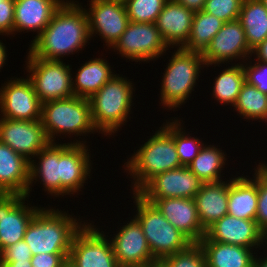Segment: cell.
<instances>
[{"instance_id": "6da1fadb", "label": "cell", "mask_w": 267, "mask_h": 267, "mask_svg": "<svg viewBox=\"0 0 267 267\" xmlns=\"http://www.w3.org/2000/svg\"><path fill=\"white\" fill-rule=\"evenodd\" d=\"M73 1H64L55 11L50 23L31 44L28 57L60 61L85 47L90 38L86 10Z\"/></svg>"}, {"instance_id": "7a4b0ae2", "label": "cell", "mask_w": 267, "mask_h": 267, "mask_svg": "<svg viewBox=\"0 0 267 267\" xmlns=\"http://www.w3.org/2000/svg\"><path fill=\"white\" fill-rule=\"evenodd\" d=\"M70 216L59 210L45 208L35 214L23 238L32 255L70 253L72 240L83 226Z\"/></svg>"}, {"instance_id": "3957f363", "label": "cell", "mask_w": 267, "mask_h": 267, "mask_svg": "<svg viewBox=\"0 0 267 267\" xmlns=\"http://www.w3.org/2000/svg\"><path fill=\"white\" fill-rule=\"evenodd\" d=\"M126 162L138 192L155 175L182 167L174 138L162 127ZM137 178V179H136Z\"/></svg>"}, {"instance_id": "277c9868", "label": "cell", "mask_w": 267, "mask_h": 267, "mask_svg": "<svg viewBox=\"0 0 267 267\" xmlns=\"http://www.w3.org/2000/svg\"><path fill=\"white\" fill-rule=\"evenodd\" d=\"M132 89L129 80L115 75L89 99L92 120L99 132L111 135L127 121L131 112Z\"/></svg>"}, {"instance_id": "5b68a950", "label": "cell", "mask_w": 267, "mask_h": 267, "mask_svg": "<svg viewBox=\"0 0 267 267\" xmlns=\"http://www.w3.org/2000/svg\"><path fill=\"white\" fill-rule=\"evenodd\" d=\"M137 217L155 260L186 249L192 242L162 215L154 204L134 193Z\"/></svg>"}, {"instance_id": "8992f818", "label": "cell", "mask_w": 267, "mask_h": 267, "mask_svg": "<svg viewBox=\"0 0 267 267\" xmlns=\"http://www.w3.org/2000/svg\"><path fill=\"white\" fill-rule=\"evenodd\" d=\"M40 120L51 143L58 133H76L78 136L97 131L89 99L77 96L42 103Z\"/></svg>"}, {"instance_id": "52a82bcc", "label": "cell", "mask_w": 267, "mask_h": 267, "mask_svg": "<svg viewBox=\"0 0 267 267\" xmlns=\"http://www.w3.org/2000/svg\"><path fill=\"white\" fill-rule=\"evenodd\" d=\"M178 48L169 60L161 84V103L171 109L179 107L189 97L201 72V65H205L202 53Z\"/></svg>"}, {"instance_id": "ba28073f", "label": "cell", "mask_w": 267, "mask_h": 267, "mask_svg": "<svg viewBox=\"0 0 267 267\" xmlns=\"http://www.w3.org/2000/svg\"><path fill=\"white\" fill-rule=\"evenodd\" d=\"M29 77L42 103L74 96L70 66L57 60L27 57Z\"/></svg>"}, {"instance_id": "9c48e42d", "label": "cell", "mask_w": 267, "mask_h": 267, "mask_svg": "<svg viewBox=\"0 0 267 267\" xmlns=\"http://www.w3.org/2000/svg\"><path fill=\"white\" fill-rule=\"evenodd\" d=\"M91 226L84 223L77 231L68 258L76 267H119L111 242Z\"/></svg>"}, {"instance_id": "30bf717a", "label": "cell", "mask_w": 267, "mask_h": 267, "mask_svg": "<svg viewBox=\"0 0 267 267\" xmlns=\"http://www.w3.org/2000/svg\"><path fill=\"white\" fill-rule=\"evenodd\" d=\"M167 47L155 23L131 21L112 46L122 56L137 62L158 58L168 50Z\"/></svg>"}, {"instance_id": "8fae6325", "label": "cell", "mask_w": 267, "mask_h": 267, "mask_svg": "<svg viewBox=\"0 0 267 267\" xmlns=\"http://www.w3.org/2000/svg\"><path fill=\"white\" fill-rule=\"evenodd\" d=\"M203 184L188 166H182L155 175L137 193L144 199L194 198Z\"/></svg>"}, {"instance_id": "7c38bea8", "label": "cell", "mask_w": 267, "mask_h": 267, "mask_svg": "<svg viewBox=\"0 0 267 267\" xmlns=\"http://www.w3.org/2000/svg\"><path fill=\"white\" fill-rule=\"evenodd\" d=\"M0 88L2 118L36 121L41 119L42 102L27 79L10 80Z\"/></svg>"}, {"instance_id": "4fadbf2b", "label": "cell", "mask_w": 267, "mask_h": 267, "mask_svg": "<svg viewBox=\"0 0 267 267\" xmlns=\"http://www.w3.org/2000/svg\"><path fill=\"white\" fill-rule=\"evenodd\" d=\"M0 141L13 151L25 156L29 161L51 141L47 137L41 120H0ZM31 155V156H30Z\"/></svg>"}, {"instance_id": "5bb4252c", "label": "cell", "mask_w": 267, "mask_h": 267, "mask_svg": "<svg viewBox=\"0 0 267 267\" xmlns=\"http://www.w3.org/2000/svg\"><path fill=\"white\" fill-rule=\"evenodd\" d=\"M88 17L90 38L99 33L111 48L126 30L130 20L125 3L119 0H91Z\"/></svg>"}, {"instance_id": "9a60e30c", "label": "cell", "mask_w": 267, "mask_h": 267, "mask_svg": "<svg viewBox=\"0 0 267 267\" xmlns=\"http://www.w3.org/2000/svg\"><path fill=\"white\" fill-rule=\"evenodd\" d=\"M26 198V196L21 194L0 193L1 252L6 247L23 240L29 223L35 214L41 209V207H29L24 205Z\"/></svg>"}, {"instance_id": "2e32d148", "label": "cell", "mask_w": 267, "mask_h": 267, "mask_svg": "<svg viewBox=\"0 0 267 267\" xmlns=\"http://www.w3.org/2000/svg\"><path fill=\"white\" fill-rule=\"evenodd\" d=\"M249 48L245 31L239 19L225 22L220 31L213 37L209 46L202 53L205 65L226 63L228 60L249 57ZM248 55V56H247Z\"/></svg>"}, {"instance_id": "e0dca14e", "label": "cell", "mask_w": 267, "mask_h": 267, "mask_svg": "<svg viewBox=\"0 0 267 267\" xmlns=\"http://www.w3.org/2000/svg\"><path fill=\"white\" fill-rule=\"evenodd\" d=\"M110 242L119 267H143L156 261L136 219L124 225Z\"/></svg>"}, {"instance_id": "ac0fdd59", "label": "cell", "mask_w": 267, "mask_h": 267, "mask_svg": "<svg viewBox=\"0 0 267 267\" xmlns=\"http://www.w3.org/2000/svg\"><path fill=\"white\" fill-rule=\"evenodd\" d=\"M155 205L162 215L192 243L205 236L193 198L145 199Z\"/></svg>"}, {"instance_id": "d6986e66", "label": "cell", "mask_w": 267, "mask_h": 267, "mask_svg": "<svg viewBox=\"0 0 267 267\" xmlns=\"http://www.w3.org/2000/svg\"><path fill=\"white\" fill-rule=\"evenodd\" d=\"M205 237L211 241L253 248L261 244V229L255 220L227 214L206 229Z\"/></svg>"}, {"instance_id": "ffe728a7", "label": "cell", "mask_w": 267, "mask_h": 267, "mask_svg": "<svg viewBox=\"0 0 267 267\" xmlns=\"http://www.w3.org/2000/svg\"><path fill=\"white\" fill-rule=\"evenodd\" d=\"M194 13L174 0L166 1L155 24L167 46L183 47L186 44Z\"/></svg>"}, {"instance_id": "44dd1931", "label": "cell", "mask_w": 267, "mask_h": 267, "mask_svg": "<svg viewBox=\"0 0 267 267\" xmlns=\"http://www.w3.org/2000/svg\"><path fill=\"white\" fill-rule=\"evenodd\" d=\"M82 142L73 143L60 155V195L77 192L90 176L88 148ZM72 192V193H71Z\"/></svg>"}, {"instance_id": "7402d4cb", "label": "cell", "mask_w": 267, "mask_h": 267, "mask_svg": "<svg viewBox=\"0 0 267 267\" xmlns=\"http://www.w3.org/2000/svg\"><path fill=\"white\" fill-rule=\"evenodd\" d=\"M30 161L0 141V193L26 196Z\"/></svg>"}, {"instance_id": "603a6c76", "label": "cell", "mask_w": 267, "mask_h": 267, "mask_svg": "<svg viewBox=\"0 0 267 267\" xmlns=\"http://www.w3.org/2000/svg\"><path fill=\"white\" fill-rule=\"evenodd\" d=\"M63 2L64 0H15L13 32L38 30L40 35Z\"/></svg>"}, {"instance_id": "cb8c5ba5", "label": "cell", "mask_w": 267, "mask_h": 267, "mask_svg": "<svg viewBox=\"0 0 267 267\" xmlns=\"http://www.w3.org/2000/svg\"><path fill=\"white\" fill-rule=\"evenodd\" d=\"M72 143L56 144L50 143L46 148H43L37 153L39 158V165L34 160H30V178L29 187L27 189L26 197L29 196L30 186L33 180L36 178L42 179L43 185L50 194L55 196L60 194V155L71 145Z\"/></svg>"}, {"instance_id": "d4e9b609", "label": "cell", "mask_w": 267, "mask_h": 267, "mask_svg": "<svg viewBox=\"0 0 267 267\" xmlns=\"http://www.w3.org/2000/svg\"><path fill=\"white\" fill-rule=\"evenodd\" d=\"M228 190L229 183L225 181L204 183L194 196L198 217L205 230L228 214Z\"/></svg>"}, {"instance_id": "484cf974", "label": "cell", "mask_w": 267, "mask_h": 267, "mask_svg": "<svg viewBox=\"0 0 267 267\" xmlns=\"http://www.w3.org/2000/svg\"><path fill=\"white\" fill-rule=\"evenodd\" d=\"M254 180L246 177L230 179L228 214L246 220H255L258 207L257 172Z\"/></svg>"}, {"instance_id": "4316f807", "label": "cell", "mask_w": 267, "mask_h": 267, "mask_svg": "<svg viewBox=\"0 0 267 267\" xmlns=\"http://www.w3.org/2000/svg\"><path fill=\"white\" fill-rule=\"evenodd\" d=\"M207 267H253L252 248L208 240L205 236L199 241Z\"/></svg>"}, {"instance_id": "83f0119b", "label": "cell", "mask_w": 267, "mask_h": 267, "mask_svg": "<svg viewBox=\"0 0 267 267\" xmlns=\"http://www.w3.org/2000/svg\"><path fill=\"white\" fill-rule=\"evenodd\" d=\"M110 69L107 61L95 58L80 67L76 79L72 82L74 96L90 99L106 82L116 74ZM75 81V83H74Z\"/></svg>"}, {"instance_id": "f1b7e54d", "label": "cell", "mask_w": 267, "mask_h": 267, "mask_svg": "<svg viewBox=\"0 0 267 267\" xmlns=\"http://www.w3.org/2000/svg\"><path fill=\"white\" fill-rule=\"evenodd\" d=\"M239 21L251 50L267 38V9L260 0H243Z\"/></svg>"}, {"instance_id": "f546056e", "label": "cell", "mask_w": 267, "mask_h": 267, "mask_svg": "<svg viewBox=\"0 0 267 267\" xmlns=\"http://www.w3.org/2000/svg\"><path fill=\"white\" fill-rule=\"evenodd\" d=\"M224 21L203 10L196 11L188 41L182 47L187 51L203 53L213 37L220 31Z\"/></svg>"}, {"instance_id": "4dcf8cb0", "label": "cell", "mask_w": 267, "mask_h": 267, "mask_svg": "<svg viewBox=\"0 0 267 267\" xmlns=\"http://www.w3.org/2000/svg\"><path fill=\"white\" fill-rule=\"evenodd\" d=\"M208 145L202 147L198 155L188 165L189 169L204 183H216L222 181L221 168L225 165V154L222 150ZM220 173V174H219Z\"/></svg>"}, {"instance_id": "1f68e13d", "label": "cell", "mask_w": 267, "mask_h": 267, "mask_svg": "<svg viewBox=\"0 0 267 267\" xmlns=\"http://www.w3.org/2000/svg\"><path fill=\"white\" fill-rule=\"evenodd\" d=\"M222 71L223 72L215 79L213 96L221 104H232V106H234L237 101L238 94L245 83L243 64H237L235 66L232 65Z\"/></svg>"}, {"instance_id": "d6a6232c", "label": "cell", "mask_w": 267, "mask_h": 267, "mask_svg": "<svg viewBox=\"0 0 267 267\" xmlns=\"http://www.w3.org/2000/svg\"><path fill=\"white\" fill-rule=\"evenodd\" d=\"M233 107L240 115L245 116L244 119L267 120V95L246 81Z\"/></svg>"}, {"instance_id": "836d02e7", "label": "cell", "mask_w": 267, "mask_h": 267, "mask_svg": "<svg viewBox=\"0 0 267 267\" xmlns=\"http://www.w3.org/2000/svg\"><path fill=\"white\" fill-rule=\"evenodd\" d=\"M180 124L177 119L174 122H167L166 125H163V128L174 138L181 165L188 166L198 155L204 143L201 144L198 138L186 136L183 131L181 132L183 128L180 127Z\"/></svg>"}, {"instance_id": "e575fe53", "label": "cell", "mask_w": 267, "mask_h": 267, "mask_svg": "<svg viewBox=\"0 0 267 267\" xmlns=\"http://www.w3.org/2000/svg\"><path fill=\"white\" fill-rule=\"evenodd\" d=\"M167 0H126L128 18L136 23H155Z\"/></svg>"}, {"instance_id": "d590c367", "label": "cell", "mask_w": 267, "mask_h": 267, "mask_svg": "<svg viewBox=\"0 0 267 267\" xmlns=\"http://www.w3.org/2000/svg\"><path fill=\"white\" fill-rule=\"evenodd\" d=\"M166 267H207L206 257L199 243H191L186 249L161 260Z\"/></svg>"}, {"instance_id": "8d00e7d4", "label": "cell", "mask_w": 267, "mask_h": 267, "mask_svg": "<svg viewBox=\"0 0 267 267\" xmlns=\"http://www.w3.org/2000/svg\"><path fill=\"white\" fill-rule=\"evenodd\" d=\"M243 0H206L203 11L228 22L239 19Z\"/></svg>"}, {"instance_id": "74e56055", "label": "cell", "mask_w": 267, "mask_h": 267, "mask_svg": "<svg viewBox=\"0 0 267 267\" xmlns=\"http://www.w3.org/2000/svg\"><path fill=\"white\" fill-rule=\"evenodd\" d=\"M246 66L243 65L245 81L267 95V63L257 61L252 66Z\"/></svg>"}, {"instance_id": "f35d334b", "label": "cell", "mask_w": 267, "mask_h": 267, "mask_svg": "<svg viewBox=\"0 0 267 267\" xmlns=\"http://www.w3.org/2000/svg\"><path fill=\"white\" fill-rule=\"evenodd\" d=\"M32 258L31 250L24 240L6 247L0 256V266H4L9 262L30 261Z\"/></svg>"}, {"instance_id": "ab89813d", "label": "cell", "mask_w": 267, "mask_h": 267, "mask_svg": "<svg viewBox=\"0 0 267 267\" xmlns=\"http://www.w3.org/2000/svg\"><path fill=\"white\" fill-rule=\"evenodd\" d=\"M258 207L255 221L262 230L267 227V181L257 173Z\"/></svg>"}, {"instance_id": "60d3db41", "label": "cell", "mask_w": 267, "mask_h": 267, "mask_svg": "<svg viewBox=\"0 0 267 267\" xmlns=\"http://www.w3.org/2000/svg\"><path fill=\"white\" fill-rule=\"evenodd\" d=\"M69 253H41L32 255V267H61L68 259Z\"/></svg>"}, {"instance_id": "b9f144b4", "label": "cell", "mask_w": 267, "mask_h": 267, "mask_svg": "<svg viewBox=\"0 0 267 267\" xmlns=\"http://www.w3.org/2000/svg\"><path fill=\"white\" fill-rule=\"evenodd\" d=\"M15 0H4L0 4V34L13 32Z\"/></svg>"}, {"instance_id": "7bdbcfd3", "label": "cell", "mask_w": 267, "mask_h": 267, "mask_svg": "<svg viewBox=\"0 0 267 267\" xmlns=\"http://www.w3.org/2000/svg\"><path fill=\"white\" fill-rule=\"evenodd\" d=\"M188 9L196 12L204 9L206 0H174Z\"/></svg>"}, {"instance_id": "ee69618b", "label": "cell", "mask_w": 267, "mask_h": 267, "mask_svg": "<svg viewBox=\"0 0 267 267\" xmlns=\"http://www.w3.org/2000/svg\"><path fill=\"white\" fill-rule=\"evenodd\" d=\"M257 55L258 61L267 63V38L258 44L254 49H252V54Z\"/></svg>"}, {"instance_id": "f6af8a7d", "label": "cell", "mask_w": 267, "mask_h": 267, "mask_svg": "<svg viewBox=\"0 0 267 267\" xmlns=\"http://www.w3.org/2000/svg\"><path fill=\"white\" fill-rule=\"evenodd\" d=\"M0 267H32L31 261H16V262H9L4 266Z\"/></svg>"}, {"instance_id": "bcb514c9", "label": "cell", "mask_w": 267, "mask_h": 267, "mask_svg": "<svg viewBox=\"0 0 267 267\" xmlns=\"http://www.w3.org/2000/svg\"><path fill=\"white\" fill-rule=\"evenodd\" d=\"M256 172L265 180L267 181V164H259L257 167Z\"/></svg>"}, {"instance_id": "7dc6e473", "label": "cell", "mask_w": 267, "mask_h": 267, "mask_svg": "<svg viewBox=\"0 0 267 267\" xmlns=\"http://www.w3.org/2000/svg\"><path fill=\"white\" fill-rule=\"evenodd\" d=\"M3 43L0 42V69L2 68L3 64L5 63L7 54H6V48L4 45H2Z\"/></svg>"}, {"instance_id": "c3c4849f", "label": "cell", "mask_w": 267, "mask_h": 267, "mask_svg": "<svg viewBox=\"0 0 267 267\" xmlns=\"http://www.w3.org/2000/svg\"><path fill=\"white\" fill-rule=\"evenodd\" d=\"M253 267H267V257L263 260L262 258H254Z\"/></svg>"}, {"instance_id": "681fc988", "label": "cell", "mask_w": 267, "mask_h": 267, "mask_svg": "<svg viewBox=\"0 0 267 267\" xmlns=\"http://www.w3.org/2000/svg\"><path fill=\"white\" fill-rule=\"evenodd\" d=\"M145 267H166V265L161 260H156L153 263L146 264Z\"/></svg>"}, {"instance_id": "f907efd6", "label": "cell", "mask_w": 267, "mask_h": 267, "mask_svg": "<svg viewBox=\"0 0 267 267\" xmlns=\"http://www.w3.org/2000/svg\"><path fill=\"white\" fill-rule=\"evenodd\" d=\"M265 239L267 240V227H265L261 230V244H263V242H266ZM266 244H267V242H266Z\"/></svg>"}, {"instance_id": "816d5d0a", "label": "cell", "mask_w": 267, "mask_h": 267, "mask_svg": "<svg viewBox=\"0 0 267 267\" xmlns=\"http://www.w3.org/2000/svg\"><path fill=\"white\" fill-rule=\"evenodd\" d=\"M61 267H76L71 260L68 258L66 261L61 265Z\"/></svg>"}, {"instance_id": "f5cc1de1", "label": "cell", "mask_w": 267, "mask_h": 267, "mask_svg": "<svg viewBox=\"0 0 267 267\" xmlns=\"http://www.w3.org/2000/svg\"><path fill=\"white\" fill-rule=\"evenodd\" d=\"M260 2L265 6V8L267 9V0H260Z\"/></svg>"}]
</instances>
